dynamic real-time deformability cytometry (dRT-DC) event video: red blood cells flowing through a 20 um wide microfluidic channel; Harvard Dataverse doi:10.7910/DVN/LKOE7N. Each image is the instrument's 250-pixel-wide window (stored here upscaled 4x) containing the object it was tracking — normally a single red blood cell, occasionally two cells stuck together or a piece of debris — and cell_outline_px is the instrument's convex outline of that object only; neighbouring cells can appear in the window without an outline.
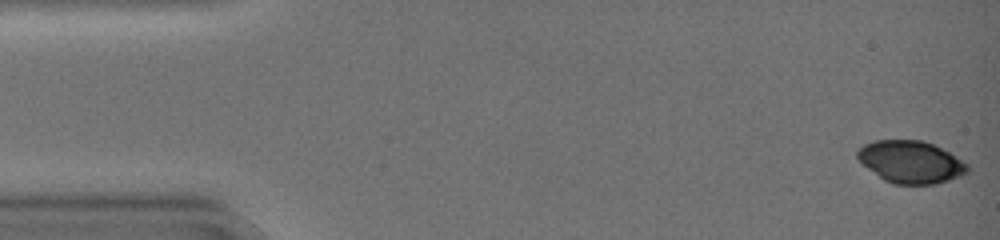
{"species": "common noctule bat (a hibernating species)", "species_latin": "Nyctalus noctula", "temperature_condition": "warm", "stored_images_in_passage": 45, "camera_frame_rate_fps": 3000, "um_per_image_px": 0.085, "animal": {"sex": "female", "body_mass_g": 19.0, "forearm_length_mm": 51.5}, "frame": {"image": 1, "passage_image": 1, "time_ms": 0.0, "image_size_px": [1000, 240], "cell_outline_px": [[968, 172], [960, 176], [936, 184], [892, 184], [884, 180], [868, 168], [856, 156], [856, 152], [864, 144], [876, 140], [920, 140], [932, 144], [948, 152], [968, 164]], "centroid_in_image_um": [77.41, 13.77], "position_along_channel_um": 7.6, "area_um2": 26.82}}
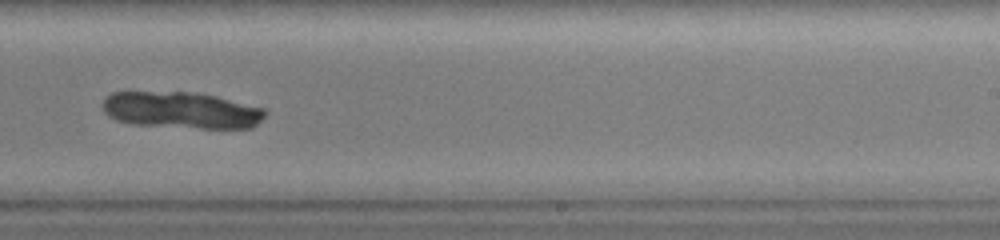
{"frame": {"image": 2, "passage_image": 29, "time_ms": 9.333, "image_size_px": [1000, 240], "cell_outline_px": [[268, 112], [252, 128], [200, 128], [132, 124], [116, 120], [108, 116], [104, 112], [100, 104], [104, 96], [112, 92], [196, 92], [216, 96], [264, 108]], "centroid_in_image_um": [15.36, 9.36], "position_along_channel_um": 273.6, "area_um2": 34.91}}
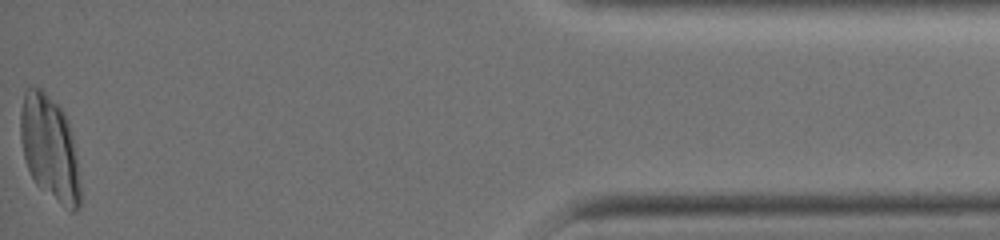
{"frame": {"image": 3, "passage_image": 45, "time_ms": 14.667, "image_size_px": [1000, 240], "cell_outline_px": [[80, 208], [76, 212], [72, 212], [36, 184], [28, 168], [24, 156], [20, 140], [20, 112], [24, 92], [28, 88], [40, 88], [64, 112], [68, 120], [72, 136], [76, 156], [80, 188]], "centroid_in_image_um": [4.22, 12.59], "position_along_channel_um": 431.0, "area_um2": 36.07}}